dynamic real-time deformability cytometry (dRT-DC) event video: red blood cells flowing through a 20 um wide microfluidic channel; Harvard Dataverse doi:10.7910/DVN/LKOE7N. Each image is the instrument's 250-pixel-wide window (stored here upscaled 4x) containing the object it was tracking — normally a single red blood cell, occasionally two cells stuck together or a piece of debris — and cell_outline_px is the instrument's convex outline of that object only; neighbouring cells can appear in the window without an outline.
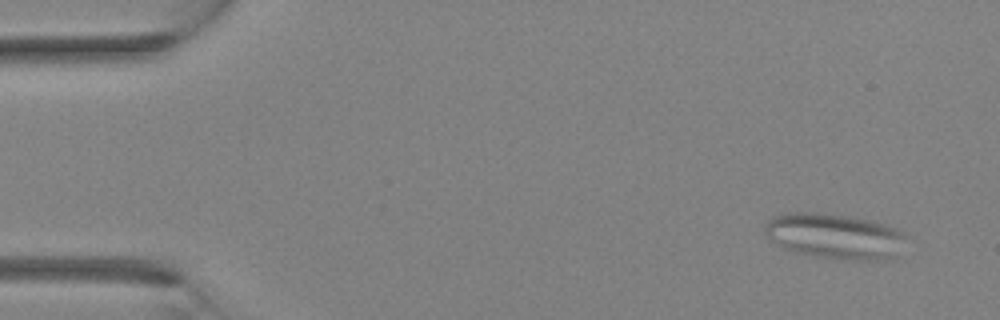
{"species": "Egyptian fruit bat (a non-hibernating species)", "species_latin": "Rousettus aegyptiacus", "temperature_condition": "room temperature", "stored_images_in_passage": 4, "camera_frame_rate_fps": 3000, "um_per_image_px": 0.085, "animal": {"sex": "female"}, "frame": {"image": 1, "passage_image": 1, "time_ms": 0.0, "image_size_px": [1000, 320], "cell_outline_px": [[908, 236], [896, 256], [892, 260], [844, 260], [816, 256], [796, 252], [784, 248], [776, 244], [764, 232], [764, 224], [772, 216], [784, 212], [812, 212], [844, 216], [868, 220], [884, 224], [896, 228], [904, 232]], "centroid_in_image_um": [70.96, 20.08], "position_along_channel_um": 14.0, "area_um2": 37.63}}